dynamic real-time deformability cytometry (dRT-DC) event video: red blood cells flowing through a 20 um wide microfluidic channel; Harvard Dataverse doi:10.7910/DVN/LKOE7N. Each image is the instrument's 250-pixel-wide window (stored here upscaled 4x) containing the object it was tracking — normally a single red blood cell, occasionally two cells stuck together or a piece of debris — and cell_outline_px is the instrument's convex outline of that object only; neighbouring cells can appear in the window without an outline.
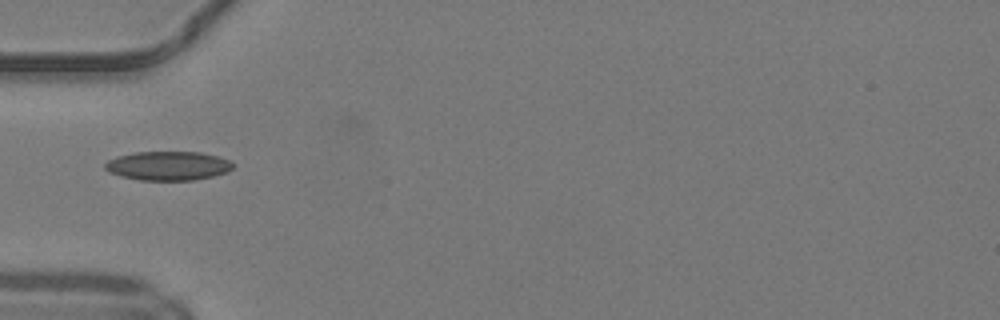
{"species": "common noctule bat (a hibernating species)", "species_latin": "Nyctalus noctula", "temperature_condition": "warm", "stored_images_in_passage": 4, "camera_frame_rate_fps": 3000, "um_per_image_px": 0.085, "animal": {"sex": "male", "body_mass_g": 19.2, "forearm_length_mm": 51.8}, "frame": {"image": 1, "passage_image": 1, "time_ms": 0.0, "image_size_px": [1000, 320], "cell_outline_px": [[236, 164], [228, 172], [212, 176], [192, 180], [140, 180], [120, 176], [108, 172], [104, 168], [104, 164], [108, 160], [116, 156], [136, 152], [200, 152], [232, 160]], "centroid_in_image_um": [14.29, 14.09], "position_along_channel_um": 70.7, "area_um2": 21.79}}
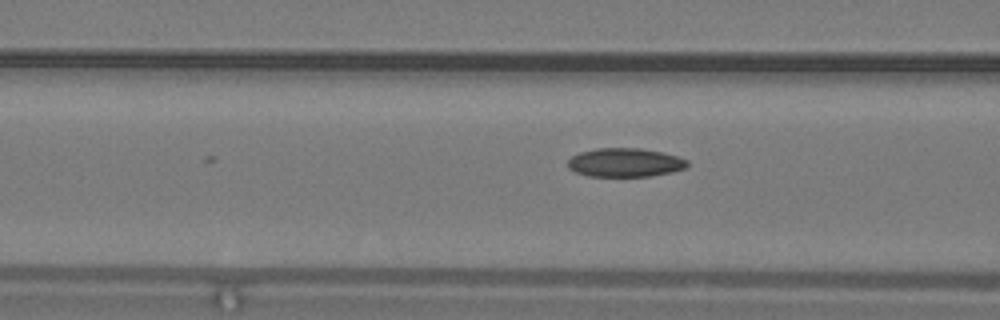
{"frame": {"image": 2, "passage_image": 4, "time_ms": 1.0, "image_size_px": [1000, 320], "cell_outline_px": [[688, 164], [684, 168], [672, 172], [652, 176], [588, 176], [576, 172], [568, 168], [568, 160], [572, 156], [580, 152], [596, 148], [640, 148], [664, 152], [688, 160]], "centroid_in_image_um": [53.12, 13.81], "position_along_channel_um": 113.5, "area_um2": 20.06}}